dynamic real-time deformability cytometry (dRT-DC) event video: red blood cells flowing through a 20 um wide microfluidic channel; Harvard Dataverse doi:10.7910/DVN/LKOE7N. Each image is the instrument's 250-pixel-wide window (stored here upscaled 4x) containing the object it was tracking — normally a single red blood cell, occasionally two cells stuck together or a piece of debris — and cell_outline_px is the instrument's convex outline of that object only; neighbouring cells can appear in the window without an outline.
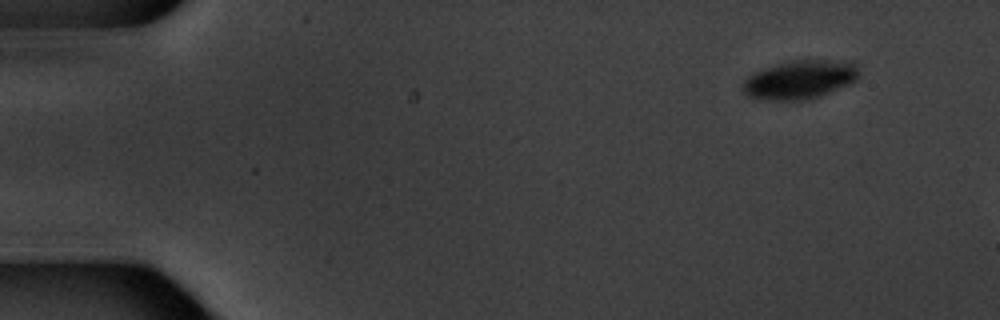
{"species": "common noctule bat (a hibernating species)", "species_latin": "Nyctalus noctula", "temperature_condition": "warm", "stored_images_in_passage": 3, "camera_frame_rate_fps": 3000, "um_per_image_px": 0.085, "animal": {"sex": "male", "body_mass_g": 20.1, "forearm_length_mm": 53.5}, "frame": {"image": 1, "passage_image": 1, "time_ms": 0.0, "image_size_px": [1000, 320], "cell_outline_px": [[860, 72], [856, 80], [852, 84], [820, 96], [808, 100], [764, 100], [748, 96], [744, 92], [744, 80], [752, 72], [776, 64], [792, 60], [852, 60], [856, 64]], "centroid_in_image_um": [68.05, 6.76], "position_along_channel_um": 17.0, "area_um2": 26.59}}